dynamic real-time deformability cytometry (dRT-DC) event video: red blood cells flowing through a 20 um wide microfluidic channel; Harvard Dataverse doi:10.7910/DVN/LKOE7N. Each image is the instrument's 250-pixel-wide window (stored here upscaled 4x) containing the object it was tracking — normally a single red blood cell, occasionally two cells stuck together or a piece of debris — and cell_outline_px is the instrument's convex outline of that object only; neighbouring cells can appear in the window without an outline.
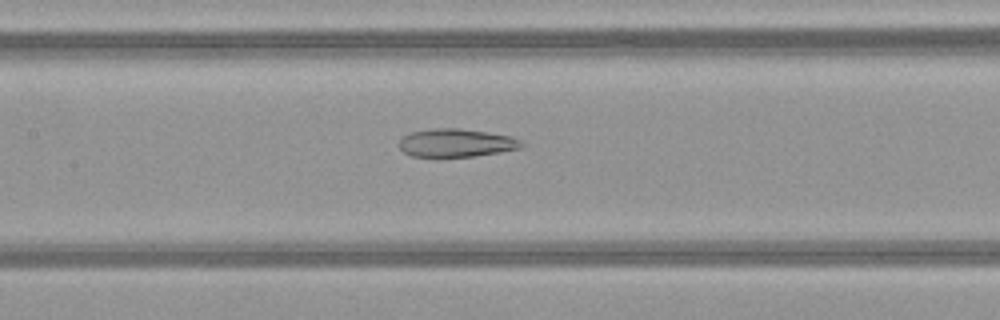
{"species": "common noctule bat (a hibernating species)", "species_latin": "Nyctalus noctula", "temperature_condition": "warm", "stored_images_in_passage": 51, "camera_frame_rate_fps": 3000, "um_per_image_px": 0.085, "animal": {"sex": "female", "body_mass_g": 21.9}, "frame": {"image": 1, "passage_image": 25, "time_ms": 8.0, "image_size_px": [1000, 320], "cell_outline_px": [[524, 148], [472, 156], [412, 156], [404, 152], [396, 144], [404, 136], [412, 132], [432, 128], [460, 128], [488, 132], [508, 136], [520, 140], [524, 144]], "centroid_in_image_um": [38.77, 12.13], "position_along_channel_um": 168.6, "area_um2": 19.94}}
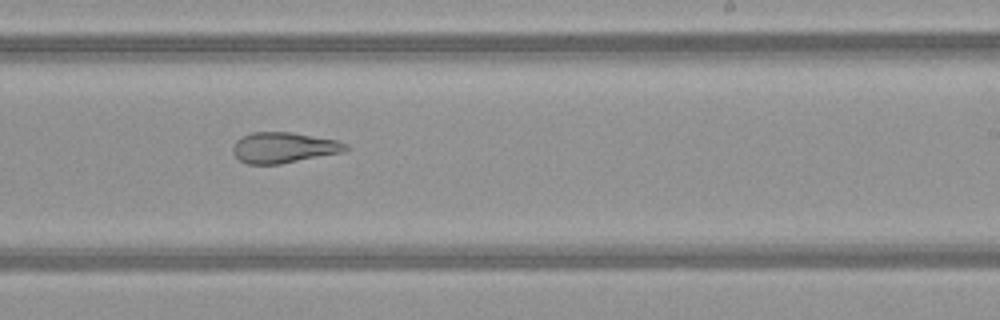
{"frame": {"image": 2, "passage_image": 32, "time_ms": 10.333, "image_size_px": [1000, 320], "cell_outline_px": [[352, 148], [344, 152], [280, 164], [248, 164], [240, 160], [232, 152], [232, 144], [240, 136], [252, 132], [292, 132], [336, 140], [348, 144]], "centroid_in_image_um": [24.12, 12.54], "position_along_channel_um": 264.9, "area_um2": 20.4}}
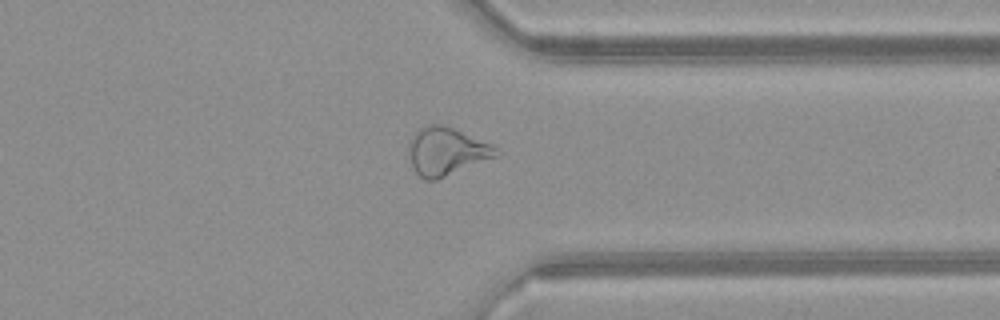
{"frame": {"image": 3, "passage_image": 40, "time_ms": 13.0, "image_size_px": [1000, 320], "cell_outline_px": [[500, 156], [436, 180], [424, 180], [416, 172], [412, 164], [408, 152], [408, 144], [412, 136], [420, 128], [428, 124], [440, 124], [452, 128], [492, 144], [496, 148]], "centroid_in_image_um": [37.95, 12.88], "position_along_channel_um": 373.4, "area_um2": 24.33}, "authors_computed_cell_mechanics": {"area_um2": 26.4146, "velocity_mm_per_s": 4.1429, "shape_relaxation_time_tau1_ms": null, "shape_relaxation_time_tau2_ms": 2.5517, "deformation_change_tau1": null, "deformation_change_tau2": 0.1163}}